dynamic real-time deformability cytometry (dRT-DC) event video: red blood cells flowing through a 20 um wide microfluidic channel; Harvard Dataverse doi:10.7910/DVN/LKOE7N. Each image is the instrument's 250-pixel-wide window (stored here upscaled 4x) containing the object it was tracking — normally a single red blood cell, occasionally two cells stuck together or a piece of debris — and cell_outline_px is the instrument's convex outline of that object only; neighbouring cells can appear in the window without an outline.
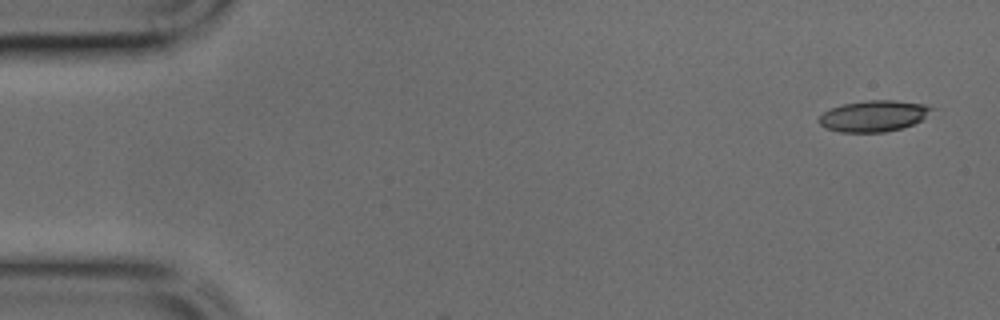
{"species": "common noctule bat (a hibernating species)", "species_latin": "Nyctalus noctula", "temperature_condition": "cold", "stored_images_in_passage": 4, "camera_frame_rate_fps": 3000, "um_per_image_px": 0.085, "animal": {"sex": "male", "body_mass_g": 17.9, "forearm_length_mm": 54.2}, "frame": {"image": 1, "passage_image": 1, "time_ms": 0.0, "image_size_px": [1000, 320], "cell_outline_px": [[932, 108], [920, 120], [912, 124], [900, 128], [884, 132], [840, 132], [824, 128], [816, 120], [824, 112], [832, 108], [844, 104], [868, 100], [896, 100], [924, 104]], "centroid_in_image_um": [74.19, 9.86], "position_along_channel_um": 10.8, "area_um2": 20.11}}